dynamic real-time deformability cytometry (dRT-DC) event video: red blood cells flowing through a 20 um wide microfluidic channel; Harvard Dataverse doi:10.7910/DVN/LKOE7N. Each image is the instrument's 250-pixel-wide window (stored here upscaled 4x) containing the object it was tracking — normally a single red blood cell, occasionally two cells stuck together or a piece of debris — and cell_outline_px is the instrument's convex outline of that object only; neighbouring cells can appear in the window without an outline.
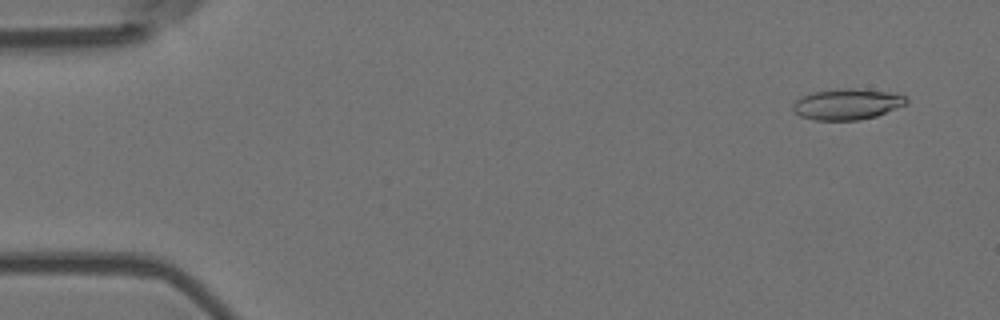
{"species": "Egyptian fruit bat (a non-hibernating species)", "species_latin": "Rousettus aegyptiacus", "temperature_condition": "room temperature", "stored_images_in_passage": 10, "camera_frame_rate_fps": 3000, "um_per_image_px": 0.085, "animal": {"sex": "female"}, "frame": {"image": 1, "passage_image": 4, "time_ms": 1.0, "image_size_px": [1000, 320], "cell_outline_px": [[908, 100], [904, 104], [876, 116], [860, 120], [812, 120], [800, 116], [792, 112], [792, 104], [796, 100], [812, 92], [848, 88], [852, 88], [896, 92], [904, 96]], "centroid_in_image_um": [71.97, 8.86], "position_along_channel_um": 13.0, "area_um2": 20.4}}